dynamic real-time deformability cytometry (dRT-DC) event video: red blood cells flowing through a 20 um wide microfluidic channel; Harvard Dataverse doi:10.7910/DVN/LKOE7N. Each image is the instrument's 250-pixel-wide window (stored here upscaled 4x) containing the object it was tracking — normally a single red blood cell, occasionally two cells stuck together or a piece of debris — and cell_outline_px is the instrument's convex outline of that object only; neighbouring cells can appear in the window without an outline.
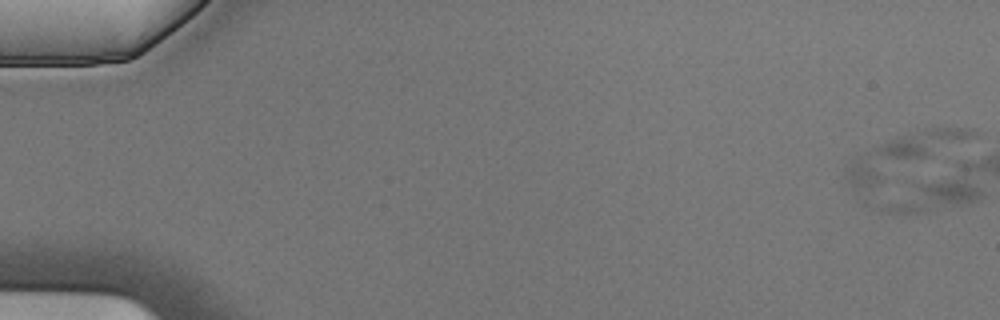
{"species": "Egyptian fruit bat (a non-hibernating species)", "species_latin": "Rousettus aegyptiacus", "temperature_condition": "cold", "stored_images_in_passage": 4, "camera_frame_rate_fps": 3000, "um_per_image_px": 0.085, "animal": {"sex": "male"}, "frame": {"image": 1, "passage_image": 1, "time_ms": 0.0, "image_size_px": [1000, 320], "cell_outline_px": [[980, 132], [976, 136], [872, 208], [856, 200], [844, 176], [844, 168], [856, 156], [864, 152], [900, 136], [924, 128], [972, 128]], "centroid_in_image_um": [76.6, 13.75], "position_along_channel_um": 8.4, "area_um2": 37.8}}